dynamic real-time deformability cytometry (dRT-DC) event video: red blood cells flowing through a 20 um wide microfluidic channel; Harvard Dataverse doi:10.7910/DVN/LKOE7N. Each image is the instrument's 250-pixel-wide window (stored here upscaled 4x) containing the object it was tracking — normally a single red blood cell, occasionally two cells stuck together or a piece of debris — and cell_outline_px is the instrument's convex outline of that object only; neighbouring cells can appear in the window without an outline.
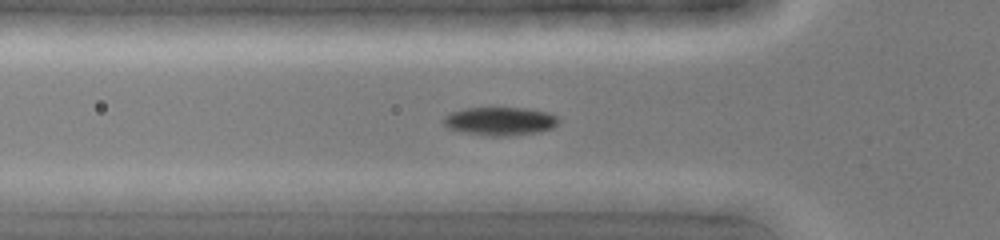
{"species": "common noctule bat (a hibernating species)", "species_latin": "Nyctalus noctula", "temperature_condition": "cold", "stored_images_in_passage": 43, "camera_frame_rate_fps": 3000, "um_per_image_px": 0.085, "animal": {"sex": "female", "body_mass_g": 19.0, "forearm_length_mm": 51.5}, "frame": {"image": 1, "passage_image": 14, "time_ms": 4.333, "image_size_px": [1000, 240], "cell_outline_px": [[560, 120], [552, 128], [540, 132], [508, 136], [492, 136], [464, 132], [448, 128], [444, 124], [444, 116], [452, 112], [464, 108], [492, 104], [524, 108], [548, 112], [556, 116]], "centroid_in_image_um": [42.49, 10.25], "position_along_channel_um": 83.3, "area_um2": 19.77}}
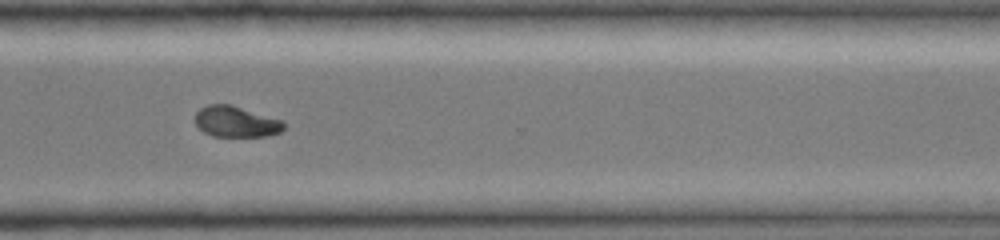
{"frame": {"image": 2, "passage_image": 32, "time_ms": 10.333, "image_size_px": [1000, 240], "cell_outline_px": [[284, 128], [280, 132], [264, 136], [212, 136], [204, 132], [196, 124], [196, 112], [200, 108], [208, 104], [232, 104], [280, 120], [284, 124]], "centroid_in_image_um": [20.03, 10.33], "position_along_channel_um": 350.6, "area_um2": 15.78}}
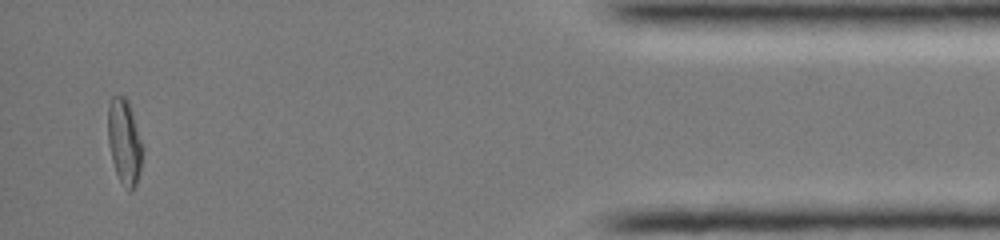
{"frame": {"image": 3, "passage_image": 41, "time_ms": 13.333, "image_size_px": [1000, 240], "cell_outline_px": [[140, 172], [136, 184], [132, 192], [128, 192], [120, 180], [116, 172], [112, 160], [108, 144], [108, 104], [112, 96], [124, 96], [128, 100], [132, 112], [140, 140]], "centroid_in_image_um": [10.53, 12.05], "position_along_channel_um": 424.7, "area_um2": 16.76}}